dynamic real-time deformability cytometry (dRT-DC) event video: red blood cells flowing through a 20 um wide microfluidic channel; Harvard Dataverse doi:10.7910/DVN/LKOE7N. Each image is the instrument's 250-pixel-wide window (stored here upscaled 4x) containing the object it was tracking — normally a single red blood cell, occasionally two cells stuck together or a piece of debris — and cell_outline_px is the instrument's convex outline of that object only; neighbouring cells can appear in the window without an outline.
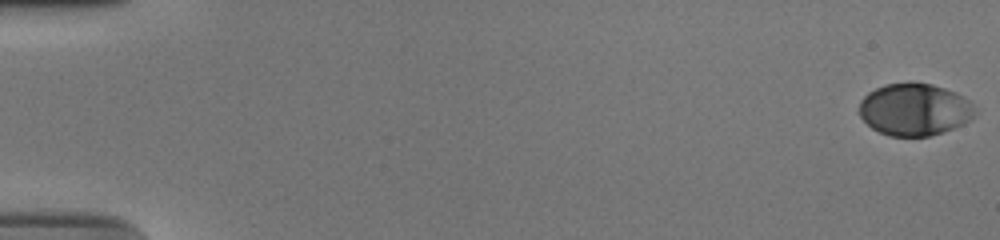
{"species": "human", "species_latin": "Homo sapiens", "temperature_condition": "cold", "stored_images_in_passage": 56, "camera_frame_rate_fps": 3000, "um_per_image_px": 0.085, "donor": {"sex": "male"}, "frame": {"image": 1, "passage_image": 1, "time_ms": 0.0, "image_size_px": [1000, 240], "cell_outline_px": [[972, 116], [964, 124], [928, 136], [888, 136], [872, 128], [860, 116], [860, 100], [868, 92], [884, 84], [932, 84], [956, 92], [968, 100], [972, 108]], "centroid_in_image_um": [77.69, 9.32], "position_along_channel_um": 7.3, "area_um2": 34.45}}
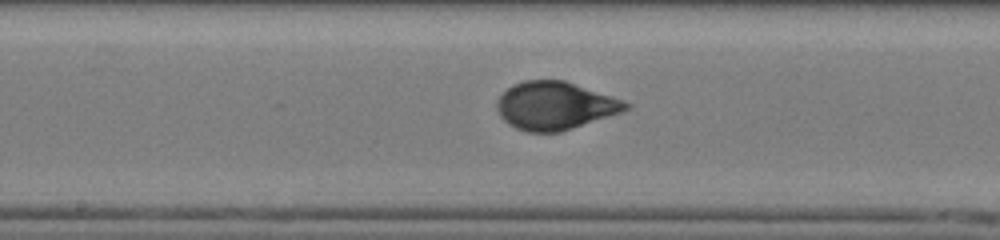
{"frame": {"image": 2, "passage_image": 31, "time_ms": 10.0, "image_size_px": [1000, 240], "cell_outline_px": [[632, 108], [560, 132], [528, 132], [516, 128], [508, 124], [500, 116], [496, 108], [496, 100], [512, 84], [524, 80], [564, 80], [612, 96], [632, 104]], "centroid_in_image_um": [47.15, 8.98], "position_along_channel_um": 201.0, "area_um2": 35.84}}
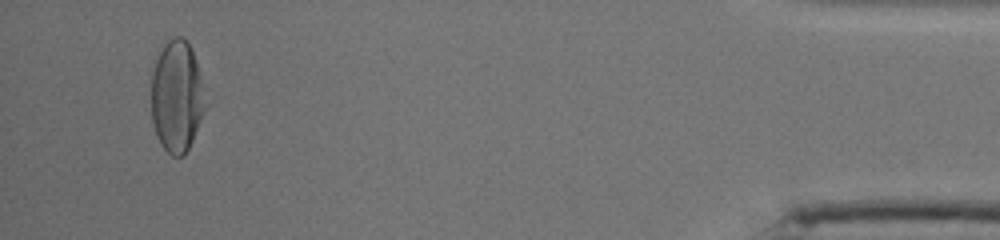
{"frame": {"image": 3, "passage_image": 54, "time_ms": 17.667, "image_size_px": [1000, 240], "cell_outline_px": [[204, 108], [200, 120], [192, 140], [184, 156], [172, 156], [160, 144], [152, 120], [152, 72], [156, 60], [164, 44], [172, 36], [180, 36], [188, 44], [192, 52], [196, 64], [200, 80]], "centroid_in_image_um": [14.98, 8.21], "position_along_channel_um": 420.2, "area_um2": 34.04}, "authors_computed_cell_mechanics": {"area_um2": 35.5181, "velocity_mm_per_s": 3.7373, "shape_relaxation_time_tau1_ms": 4.5315, "shape_relaxation_time_tau2_ms": null, "deformation_change_tau1": 0.1885, "deformation_change_tau2": null}}